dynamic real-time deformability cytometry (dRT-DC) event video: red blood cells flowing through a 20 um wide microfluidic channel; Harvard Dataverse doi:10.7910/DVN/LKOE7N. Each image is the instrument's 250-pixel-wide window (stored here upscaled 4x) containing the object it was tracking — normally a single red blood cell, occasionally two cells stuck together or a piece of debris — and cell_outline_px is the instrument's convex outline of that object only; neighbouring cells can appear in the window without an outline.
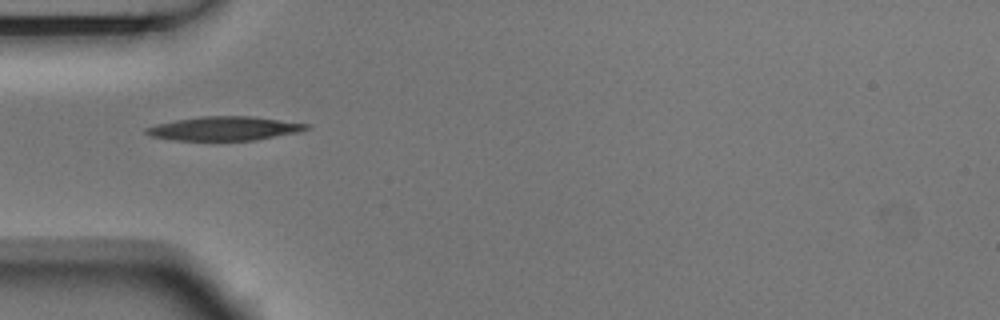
{"species": "Egyptian fruit bat (a non-hibernating species)", "species_latin": "Rousettus aegyptiacus", "temperature_condition": "room temperature", "stored_images_in_passage": 3, "camera_frame_rate_fps": 3000, "um_per_image_px": 0.085, "animal": {"sex": "male"}, "frame": {"image": 1, "passage_image": 1, "time_ms": 0.0, "image_size_px": [1000, 320], "cell_outline_px": [[312, 128], [300, 132], [256, 140], [176, 140], [152, 136], [144, 132], [144, 128], [156, 124], [176, 120], [200, 116], [248, 116], [312, 124]], "centroid_in_image_um": [19.12, 10.92], "position_along_channel_um": 65.9, "area_um2": 22.37}}
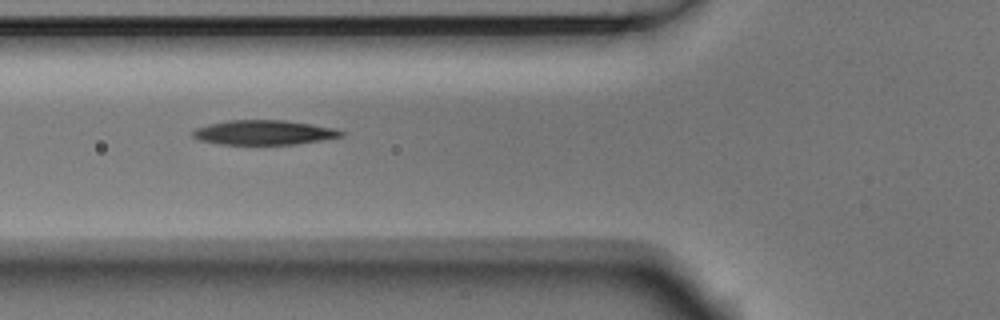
{"frame": {"image": 2, "passage_image": 2, "time_ms": 0.333, "image_size_px": [1000, 320], "cell_outline_px": [[348, 132], [344, 136], [296, 144], [220, 144], [200, 140], [192, 136], [192, 132], [196, 128], [208, 124], [228, 120], [284, 120], [312, 124], [336, 128]], "centroid_in_image_um": [22.48, 11.25], "position_along_channel_um": 103.3, "area_um2": 21.33}}
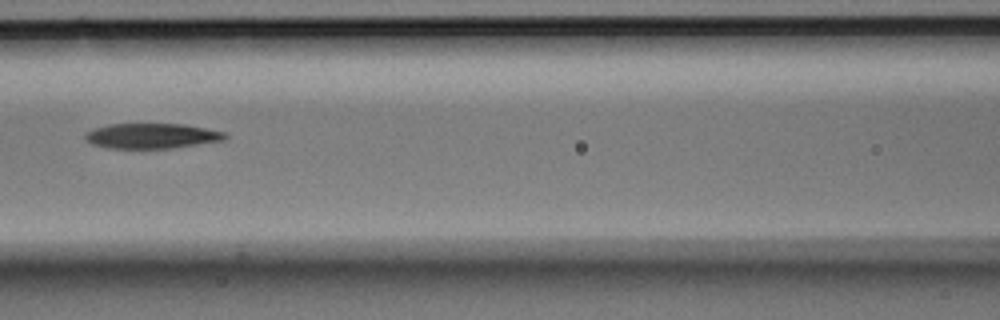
{"frame": {"image": 3, "passage_image": 3, "time_ms": 0.667, "image_size_px": [1000, 320], "cell_outline_px": [[228, 136], [224, 140], [172, 148], [108, 148], [92, 144], [84, 136], [92, 128], [108, 124], [184, 124], [224, 132]], "centroid_in_image_um": [12.89, 11.55], "position_along_channel_um": 153.7, "area_um2": 20.35}}